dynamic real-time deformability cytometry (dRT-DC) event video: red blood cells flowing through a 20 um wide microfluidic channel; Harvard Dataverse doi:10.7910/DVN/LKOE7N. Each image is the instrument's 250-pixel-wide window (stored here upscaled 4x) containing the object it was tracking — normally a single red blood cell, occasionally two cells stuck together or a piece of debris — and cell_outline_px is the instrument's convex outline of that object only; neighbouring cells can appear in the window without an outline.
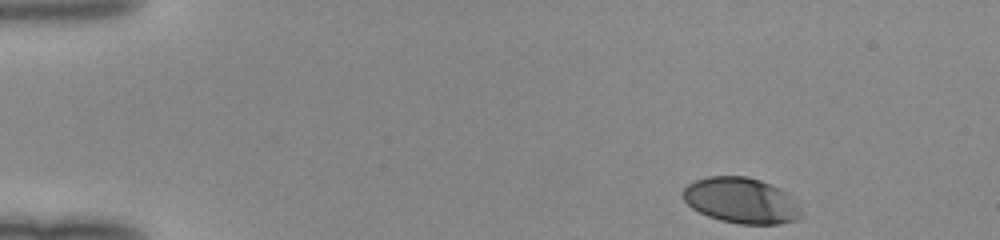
{"species": "human", "species_latin": "Homo sapiens", "temperature_condition": "room temperature", "stored_images_in_passage": 44, "camera_frame_rate_fps": 3000, "um_per_image_px": 0.085, "donor": {"sex": "female"}, "frame": {"image": 1, "passage_image": 1, "time_ms": 0.0, "image_size_px": [1000, 240], "cell_outline_px": [[808, 216], [796, 220], [780, 224], [740, 224], [720, 220], [708, 216], [692, 208], [680, 196], [684, 188], [688, 184], [696, 180], [708, 176], [748, 176], [772, 184], [780, 188], [792, 196]], "centroid_in_image_um": [63.07, 17.05], "position_along_channel_um": 21.9, "area_um2": 32.14}}
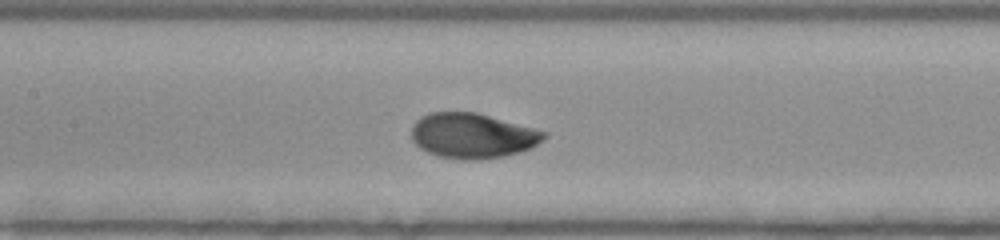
{"frame": {"image": 2, "passage_image": 19, "time_ms": 6.0, "image_size_px": [1000, 240], "cell_outline_px": [[548, 136], [544, 140], [528, 148], [504, 156], [476, 160], [464, 160], [440, 156], [428, 152], [420, 148], [412, 140], [412, 124], [420, 116], [428, 112], [476, 112], [548, 132]], "centroid_in_image_um": [40.14, 11.52], "position_along_channel_um": 167.3, "area_um2": 34.74}}
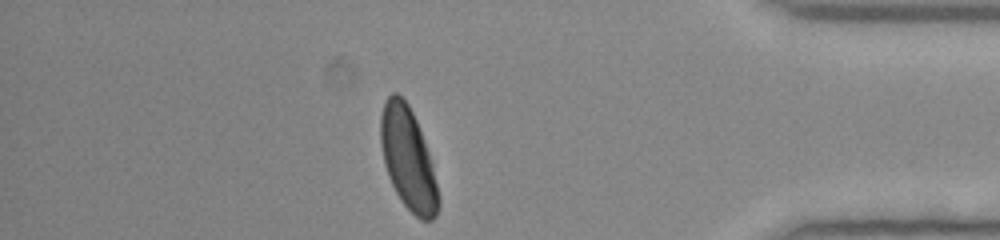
{"frame": {"image": 3, "passage_image": 38, "time_ms": 12.333, "image_size_px": [1000, 240], "cell_outline_px": [[440, 204], [436, 216], [432, 220], [420, 220], [400, 200], [388, 176], [384, 164], [380, 144], [380, 116], [384, 104], [388, 96], [392, 92], [396, 92], [408, 104], [416, 120], [428, 152], [440, 200]], "centroid_in_image_um": [34.66, 13.51], "position_along_channel_um": 400.5, "area_um2": 33.99}}